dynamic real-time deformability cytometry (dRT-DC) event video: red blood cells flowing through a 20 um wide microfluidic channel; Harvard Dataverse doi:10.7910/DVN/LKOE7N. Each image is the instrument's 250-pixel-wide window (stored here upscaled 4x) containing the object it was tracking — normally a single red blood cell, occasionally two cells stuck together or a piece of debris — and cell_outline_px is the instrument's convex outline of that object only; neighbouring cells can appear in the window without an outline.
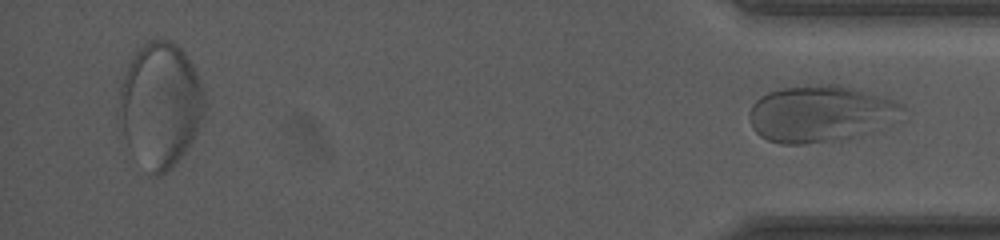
{"species": "human", "species_latin": "Homo sapiens", "temperature_condition": "room temperature", "stored_images_in_passage": 40, "segment_of_instrument_passage": [2, 2], "camera_frame_rate_fps": 3000, "um_per_image_px": 0.085, "donor": {"sex": "female"}, "frame": {"image": 1, "passage_image": 40, "time_ms": 13.0, "image_size_px": [1000, 240], "cell_outline_px": [[908, 120], [844, 140], [804, 144], [780, 144], [768, 140], [760, 136], [752, 128], [748, 116], [748, 112], [752, 104], [760, 96], [768, 92], [780, 88], [820, 84], [836, 84], [884, 96], [904, 104]], "centroid_in_image_um": [69.85, 9.68], "position_along_channel_um": 365.3, "area_um2": 51.96}}